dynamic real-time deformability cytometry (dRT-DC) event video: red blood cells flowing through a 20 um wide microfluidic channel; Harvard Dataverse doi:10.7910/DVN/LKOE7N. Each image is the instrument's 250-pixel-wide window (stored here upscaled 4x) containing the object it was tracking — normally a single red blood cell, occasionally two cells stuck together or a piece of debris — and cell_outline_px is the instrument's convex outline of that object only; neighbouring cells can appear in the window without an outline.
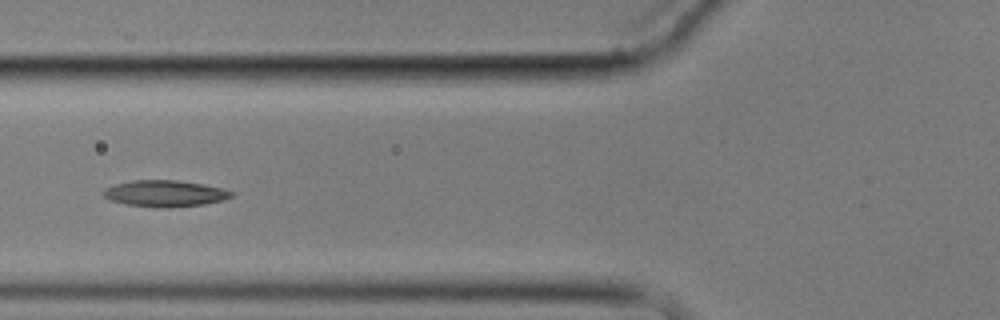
{"species": "common noctule bat (a hibernating species)", "species_latin": "Nyctalus noctula", "temperature_condition": "cold", "stored_images_in_passage": 9, "camera_frame_rate_fps": 3000, "um_per_image_px": 0.085, "animal": {"sex": "male", "body_mass_g": 17.9}, "frame": {"image": 1, "passage_image": 6, "time_ms": 6.667, "image_size_px": [1000, 320], "cell_outline_px": [[232, 196], [224, 200], [204, 204], [168, 208], [164, 208], [128, 204], [112, 200], [104, 196], [100, 192], [104, 188], [116, 184], [132, 180], [176, 180], [204, 184], [220, 188], [232, 192]], "centroid_in_image_um": [14.0, 16.44], "position_along_channel_um": 111.8, "area_um2": 19.54}}
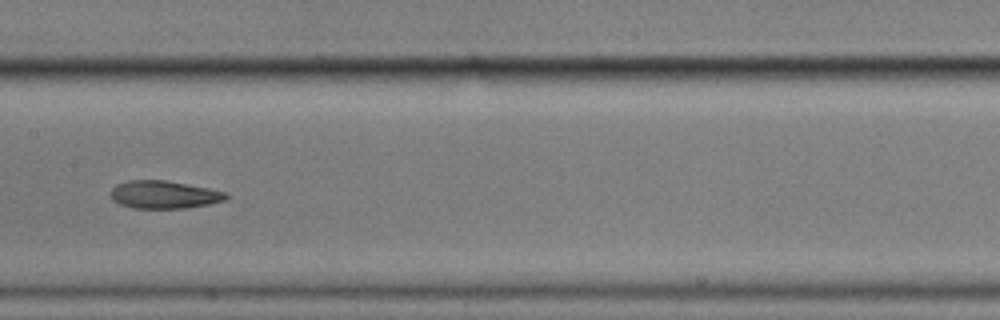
{"frame": {"image": 2, "passage_image": 8, "time_ms": 9.0, "image_size_px": [1000, 320], "cell_outline_px": [[228, 196], [224, 200], [208, 204], [184, 208], [132, 208], [120, 204], [112, 200], [112, 188], [116, 184], [128, 180], [164, 180], [224, 192]], "centroid_in_image_um": [13.87, 16.55], "position_along_channel_um": 193.5, "area_um2": 18.26}}
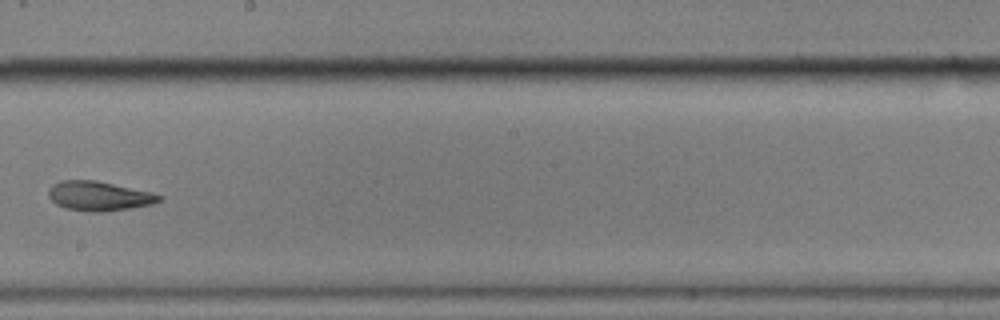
{"frame": {"image": 3, "passage_image": 9, "time_ms": 10.333, "image_size_px": [1000, 320], "cell_outline_px": [[164, 196], [160, 200], [152, 204], [128, 208], [100, 212], [92, 212], [64, 208], [56, 204], [48, 196], [48, 188], [52, 184], [60, 180], [96, 180], [152, 192]], "centroid_in_image_um": [8.38, 16.65], "position_along_channel_um": 239.8, "area_um2": 19.02}}